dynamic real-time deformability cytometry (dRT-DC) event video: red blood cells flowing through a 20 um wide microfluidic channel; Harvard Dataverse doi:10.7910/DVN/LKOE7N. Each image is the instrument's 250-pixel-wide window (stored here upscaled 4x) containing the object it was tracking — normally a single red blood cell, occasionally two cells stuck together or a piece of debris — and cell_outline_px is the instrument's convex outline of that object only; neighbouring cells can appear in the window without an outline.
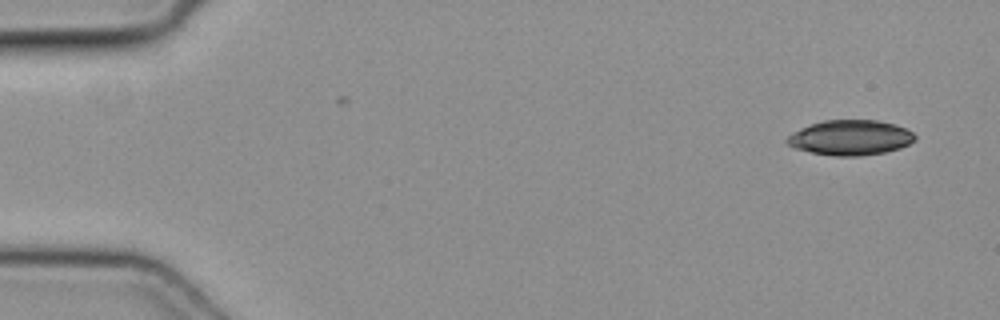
{"species": "common noctule bat (a hibernating species)", "species_latin": "Nyctalus noctula", "temperature_condition": "cold", "stored_images_in_passage": 47, "camera_frame_rate_fps": 3000, "um_per_image_px": 0.085, "animal": {"sex": "female", "body_mass_g": 19.3, "forearm_length_mm": 54.1}, "frame": {"image": 1, "passage_image": 1, "time_ms": 0.0, "image_size_px": [1000, 320], "cell_outline_px": [[916, 140], [900, 148], [884, 152], [860, 156], [832, 156], [812, 152], [796, 148], [788, 144], [784, 140], [792, 132], [812, 124], [824, 120], [876, 120], [896, 124], [912, 132], [916, 136]], "centroid_in_image_um": [72.29, 11.7], "position_along_channel_um": 12.7, "area_um2": 26.07}}
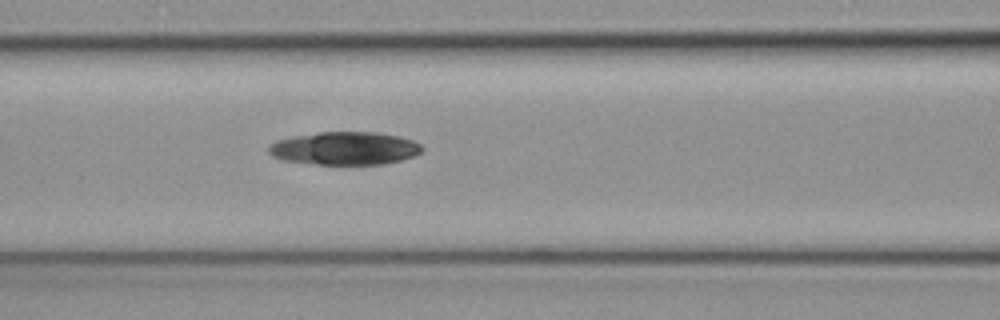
{"frame": {"image": 2, "passage_image": 19, "time_ms": 6.0, "image_size_px": [1000, 320], "cell_outline_px": [[424, 148], [420, 152], [412, 156], [400, 160], [384, 164], [316, 164], [284, 160], [272, 156], [268, 152], [268, 148], [276, 140], [292, 136], [320, 132], [376, 132], [400, 136], [412, 140], [420, 144]], "centroid_in_image_um": [29.3, 12.6], "position_along_channel_um": 137.3, "area_um2": 29.42}}
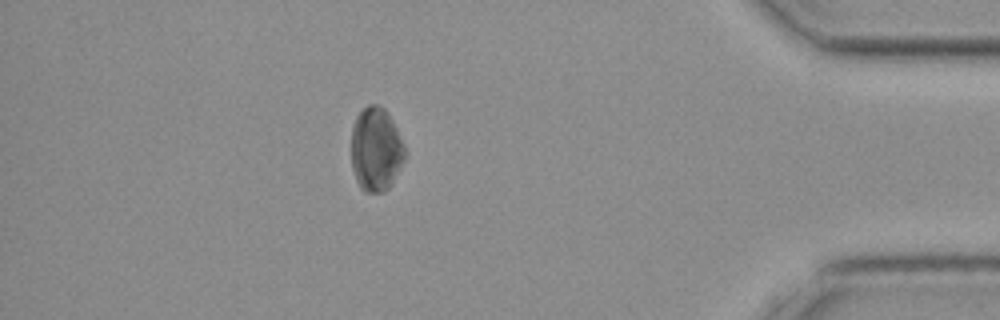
{"frame": {"image": 3, "passage_image": 41, "time_ms": 13.333, "image_size_px": [1000, 320], "cell_outline_px": [[408, 152], [404, 164], [392, 184], [384, 192], [364, 192], [360, 188], [356, 180], [352, 168], [352, 128], [356, 116], [368, 104], [380, 104], [388, 112]], "centroid_in_image_um": [31.99, 12.71], "position_along_channel_um": 403.2, "area_um2": 26.7}}